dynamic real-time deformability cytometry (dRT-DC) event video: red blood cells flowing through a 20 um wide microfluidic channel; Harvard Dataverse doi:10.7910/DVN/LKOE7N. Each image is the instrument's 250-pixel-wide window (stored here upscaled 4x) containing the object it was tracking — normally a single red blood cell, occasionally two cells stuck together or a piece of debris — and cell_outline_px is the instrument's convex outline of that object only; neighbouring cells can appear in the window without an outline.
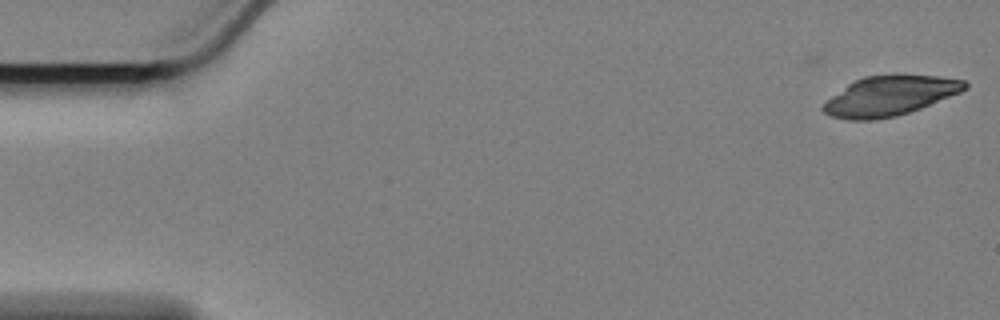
{"species": "Egyptian fruit bat (a non-hibernating species)", "species_latin": "Rousettus aegyptiacus", "temperature_condition": "cold", "stored_images_in_passage": 3, "camera_frame_rate_fps": 3000, "um_per_image_px": 0.085, "animal": {"sex": "female"}, "frame": {"image": 1, "passage_image": 3, "time_ms": 0.667, "image_size_px": [1000, 320], "cell_outline_px": [[968, 88], [960, 92], [920, 108], [896, 116], [872, 120], [848, 120], [832, 116], [824, 112], [820, 108], [832, 96], [848, 84], [864, 76], [892, 72], [896, 72], [940, 76], [964, 80], [968, 84]], "centroid_in_image_um": [75.65, 8.1], "position_along_channel_um": 9.3, "area_um2": 33.23}}